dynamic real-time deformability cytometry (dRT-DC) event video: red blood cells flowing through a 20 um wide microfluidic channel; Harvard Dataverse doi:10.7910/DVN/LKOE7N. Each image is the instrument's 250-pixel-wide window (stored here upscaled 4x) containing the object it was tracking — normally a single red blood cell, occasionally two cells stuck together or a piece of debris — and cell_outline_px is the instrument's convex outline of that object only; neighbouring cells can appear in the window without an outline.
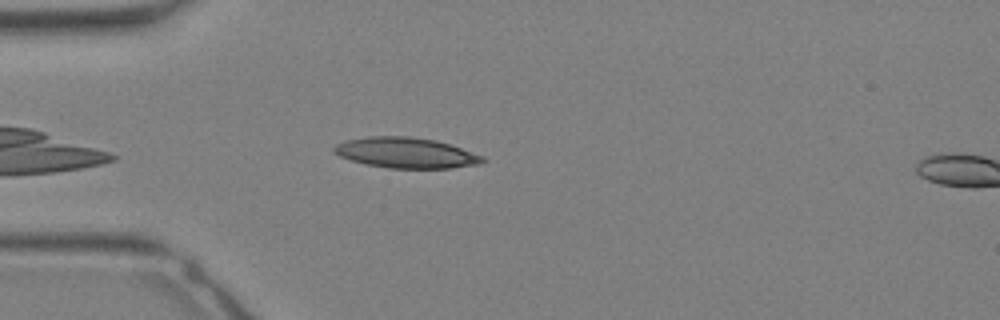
{"species": "Egyptian fruit bat (a non-hibernating species)", "species_latin": "Rousettus aegyptiacus", "temperature_condition": "warm", "stored_images_in_passage": 6, "camera_frame_rate_fps": 3000, "um_per_image_px": 0.085, "animal": {"sex": "female"}, "frame": {"image": 1, "passage_image": 3, "time_ms": 0.667, "image_size_px": [1000, 320], "cell_outline_px": [[488, 160], [476, 164], [452, 168], [388, 168], [368, 164], [352, 160], [340, 156], [332, 152], [332, 148], [336, 144], [344, 140], [368, 136], [408, 136], [436, 140], [484, 156]], "centroid_in_image_um": [34.48, 12.98], "position_along_channel_um": 50.5, "area_um2": 26.36}}
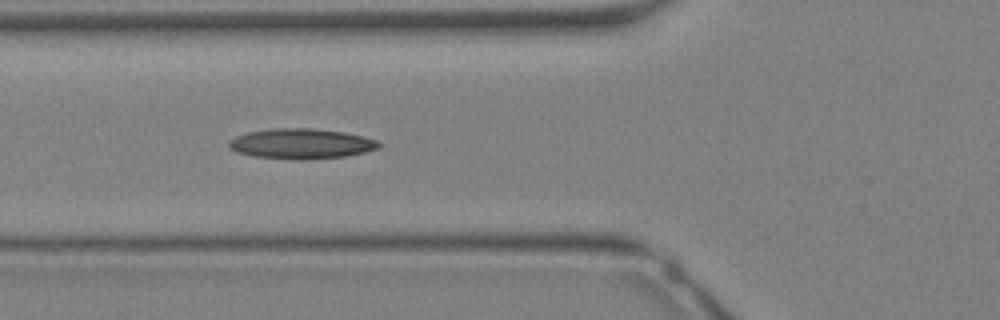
{"frame": {"image": 2, "passage_image": 6, "time_ms": 1.667, "image_size_px": [1000, 320], "cell_outline_px": [[380, 148], [368, 152], [348, 156], [308, 160], [292, 160], [256, 156], [236, 152], [228, 148], [228, 140], [236, 136], [248, 132], [272, 128], [312, 128], [344, 132], [376, 140], [380, 144]], "centroid_in_image_um": [25.6, 12.23], "position_along_channel_um": 100.2, "area_um2": 26.7}}